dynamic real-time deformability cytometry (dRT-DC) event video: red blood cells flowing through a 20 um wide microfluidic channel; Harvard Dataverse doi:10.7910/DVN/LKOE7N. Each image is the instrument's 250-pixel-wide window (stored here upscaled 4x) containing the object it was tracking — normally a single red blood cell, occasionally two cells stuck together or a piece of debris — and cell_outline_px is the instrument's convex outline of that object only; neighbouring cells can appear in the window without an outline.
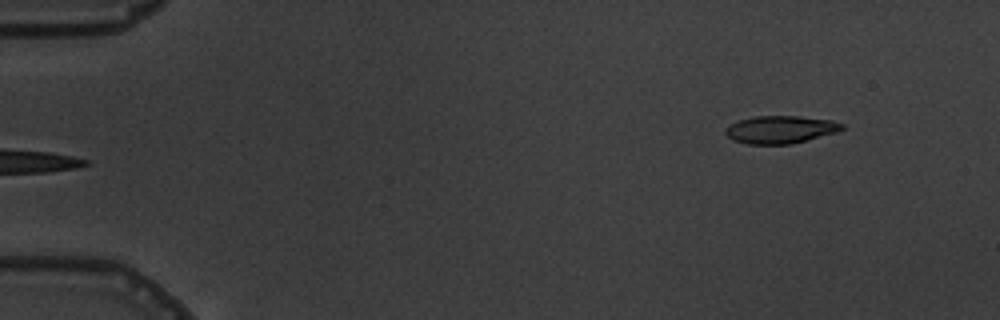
{"species": "common noctule bat (a hibernating species)", "species_latin": "Nyctalus noctula", "temperature_condition": "warm", "stored_images_in_passage": 5, "camera_frame_rate_fps": 3000, "um_per_image_px": 0.085, "animal": {"sex": "male", "body_mass_g": 19.5, "forearm_length_mm": 54.6}, "frame": {"image": 1, "passage_image": 5, "time_ms": 5.333, "image_size_px": [1000, 320], "cell_outline_px": [[844, 128], [840, 132], [788, 144], [748, 144], [732, 140], [724, 132], [724, 128], [740, 120], [756, 116], [796, 116], [832, 120], [844, 124]], "centroid_in_image_um": [66.36, 11.01], "position_along_channel_um": 18.6, "area_um2": 18.73}}